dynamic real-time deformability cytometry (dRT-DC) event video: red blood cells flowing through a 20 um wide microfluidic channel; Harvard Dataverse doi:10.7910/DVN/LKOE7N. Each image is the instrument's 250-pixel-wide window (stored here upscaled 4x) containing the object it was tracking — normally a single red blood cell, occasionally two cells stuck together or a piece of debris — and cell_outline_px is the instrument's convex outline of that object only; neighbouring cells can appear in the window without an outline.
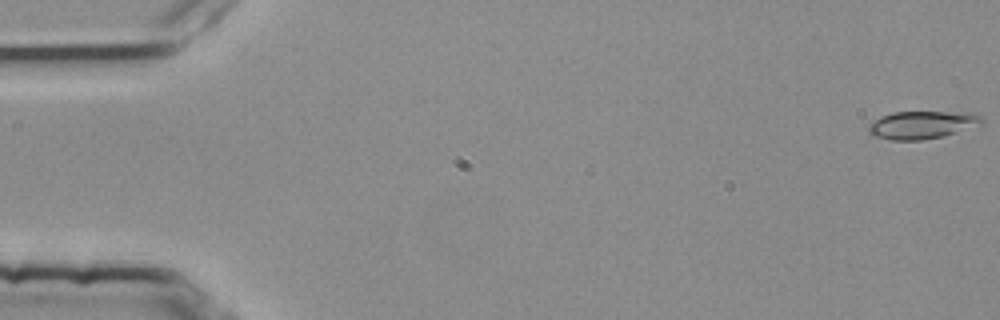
{"species": "common noctule bat (a hibernating species)", "species_latin": "Nyctalus noctula", "temperature_condition": "room temperature", "stored_images_in_passage": 4, "camera_frame_rate_fps": 3000, "um_per_image_px": 0.085, "animal": {"sex": "female", "body_mass_g": 25.1}, "frame": {"image": 1, "passage_image": 1, "time_ms": 0.0, "image_size_px": [1000, 320], "cell_outline_px": [[984, 124], [944, 136], [920, 140], [888, 140], [872, 136], [868, 132], [868, 124], [892, 112], [972, 112], [980, 116], [984, 120]], "centroid_in_image_um": [78.4, 10.62], "position_along_channel_um": 6.6, "area_um2": 18.5}}
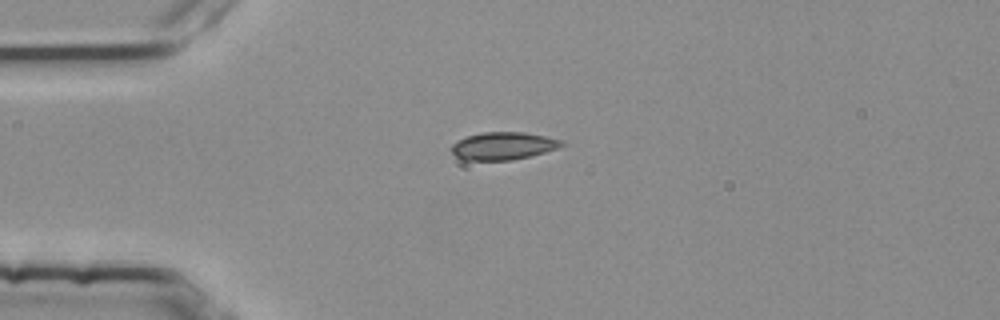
{"frame": {"image": 2, "passage_image": 4, "time_ms": 1.0, "image_size_px": [1000, 320], "cell_outline_px": [[568, 144], [532, 156], [512, 160], [464, 160], [456, 156], [452, 152], [452, 144], [456, 140], [468, 136], [484, 132], [524, 132], [564, 140]], "centroid_in_image_um": [42.8, 12.4], "position_along_channel_um": 42.2, "area_um2": 17.8}}